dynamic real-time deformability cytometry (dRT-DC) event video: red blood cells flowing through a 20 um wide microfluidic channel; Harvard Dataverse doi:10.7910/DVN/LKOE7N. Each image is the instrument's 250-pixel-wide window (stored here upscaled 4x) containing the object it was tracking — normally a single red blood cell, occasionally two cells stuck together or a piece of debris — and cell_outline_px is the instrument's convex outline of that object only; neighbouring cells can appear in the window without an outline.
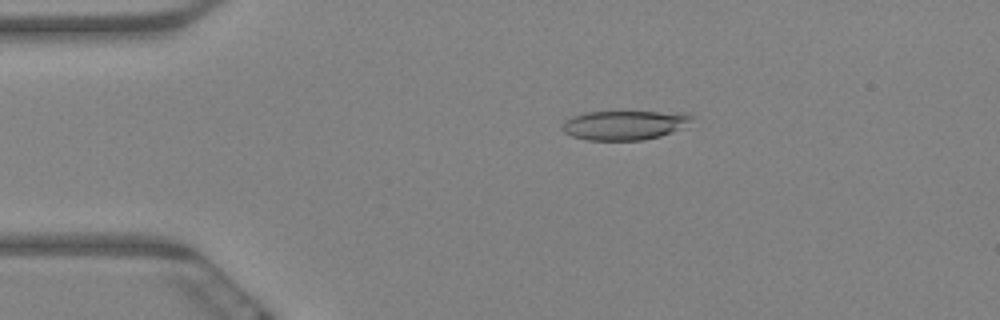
{"species": "Egyptian fruit bat (a non-hibernating species)", "species_latin": "Rousettus aegyptiacus", "temperature_condition": "warm", "stored_images_in_passage": 61, "camera_frame_rate_fps": 3000, "um_per_image_px": 0.085, "animal": {"sex": "female"}, "frame": {"image": 1, "passage_image": 12, "time_ms": 3.667, "image_size_px": [1000, 320], "cell_outline_px": [[692, 116], [680, 128], [672, 132], [660, 136], [644, 140], [588, 140], [572, 136], [564, 132], [560, 128], [572, 116], [584, 112], [688, 112]], "centroid_in_image_um": [53.04, 10.63], "position_along_channel_um": 32.0, "area_um2": 21.85}}
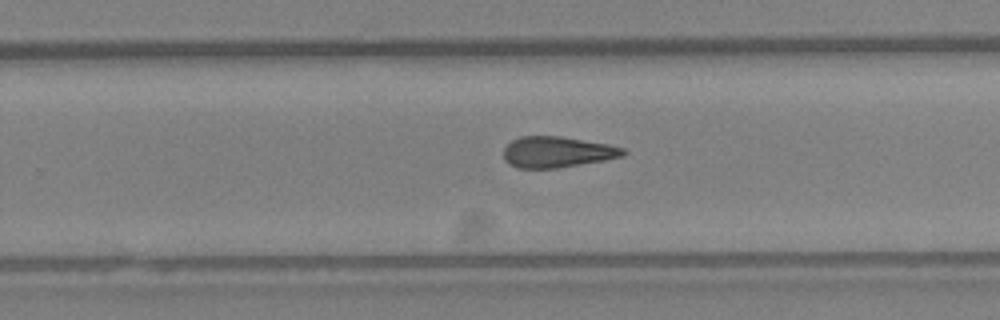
{"frame": {"image": 2, "passage_image": 39, "time_ms": 12.667, "image_size_px": [1000, 320], "cell_outline_px": [[628, 152], [624, 156], [604, 160], [556, 168], [516, 168], [508, 164], [504, 160], [504, 148], [512, 140], [520, 136], [560, 136], [608, 144], [624, 148]], "centroid_in_image_um": [47.35, 12.92], "position_along_channel_um": 282.5, "area_um2": 21.62}}
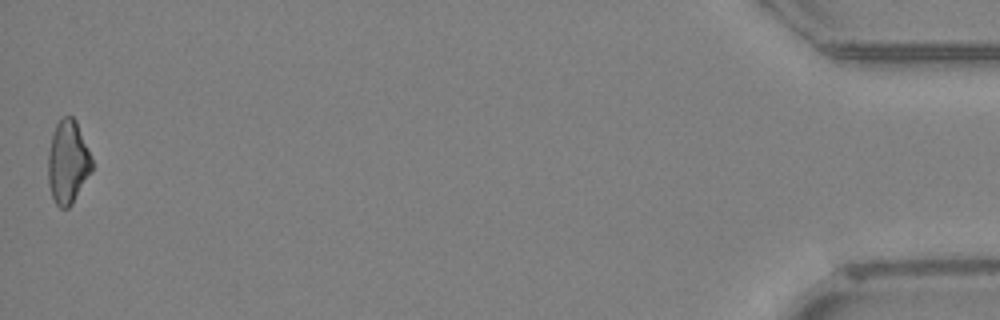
{"frame": {"image": 3, "passage_image": 61, "time_ms": 20.0, "image_size_px": [1000, 320], "cell_outline_px": [[92, 172], [72, 204], [68, 208], [60, 208], [56, 204], [52, 196], [48, 184], [48, 152], [52, 132], [56, 124], [64, 116], [72, 116], [76, 120], [92, 160]], "centroid_in_image_um": [5.75, 13.79], "position_along_channel_um": 429.4, "area_um2": 21.33}, "authors_computed_cell_mechanics": {"area_um2": 22.0218, "velocity_mm_per_s": 3.3157, "shape_relaxation_time_tau1_ms": null, "shape_relaxation_time_tau2_ms": 7.4652, "deformation_change_tau1": null, "deformation_change_tau2": 0.1992}}